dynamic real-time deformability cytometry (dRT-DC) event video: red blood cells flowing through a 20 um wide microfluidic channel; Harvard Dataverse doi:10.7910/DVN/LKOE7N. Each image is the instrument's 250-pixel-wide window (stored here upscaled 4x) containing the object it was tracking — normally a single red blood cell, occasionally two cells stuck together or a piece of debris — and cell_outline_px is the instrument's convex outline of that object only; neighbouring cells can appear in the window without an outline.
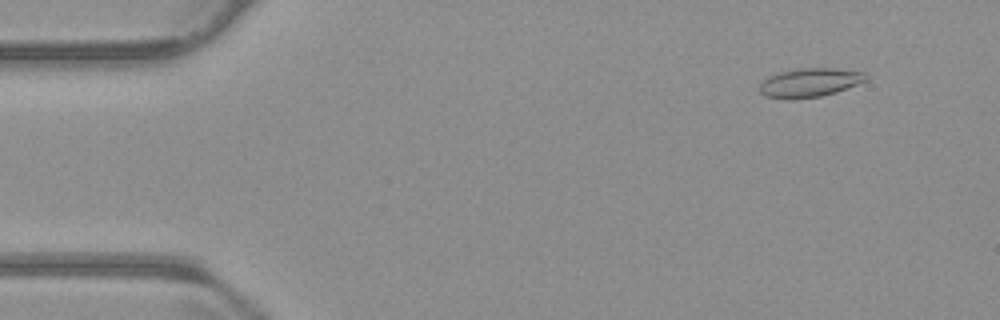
{"species": "common noctule bat (a hibernating species)", "species_latin": "Nyctalus noctula", "temperature_condition": "warm", "stored_images_in_passage": 53, "camera_frame_rate_fps": 3000, "um_per_image_px": 0.085, "animal": {"sex": "male", "body_mass_g": 23.1, "forearm_length_mm": 52.7}, "frame": {"image": 1, "passage_image": 3, "time_ms": 0.667, "image_size_px": [1000, 320], "cell_outline_px": [[868, 80], [836, 92], [820, 96], [792, 100], [764, 96], [760, 92], [760, 84], [768, 76], [776, 72], [800, 68], [836, 68], [864, 72], [868, 76]], "centroid_in_image_um": [68.82, 7.02], "position_along_channel_um": 16.2, "area_um2": 18.09}}
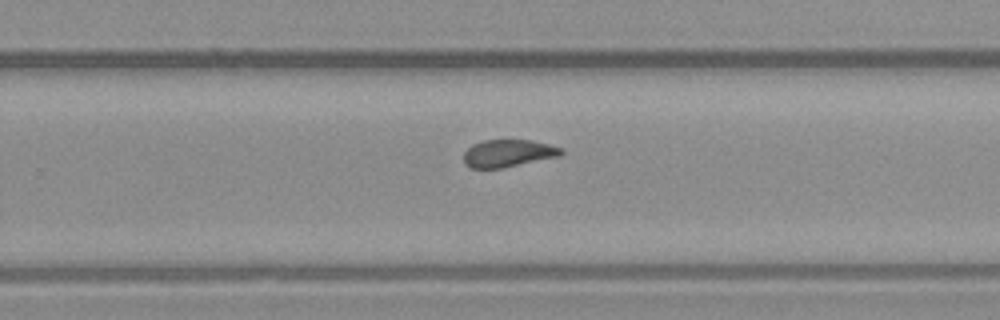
{"frame": {"image": 2, "passage_image": 33, "time_ms": 10.667, "image_size_px": [1000, 320], "cell_outline_px": [[564, 152], [560, 156], [500, 168], [468, 168], [464, 164], [464, 152], [472, 144], [484, 140], [532, 140], [564, 148]], "centroid_in_image_um": [43.19, 13.02], "position_along_channel_um": 286.6, "area_um2": 15.61}}
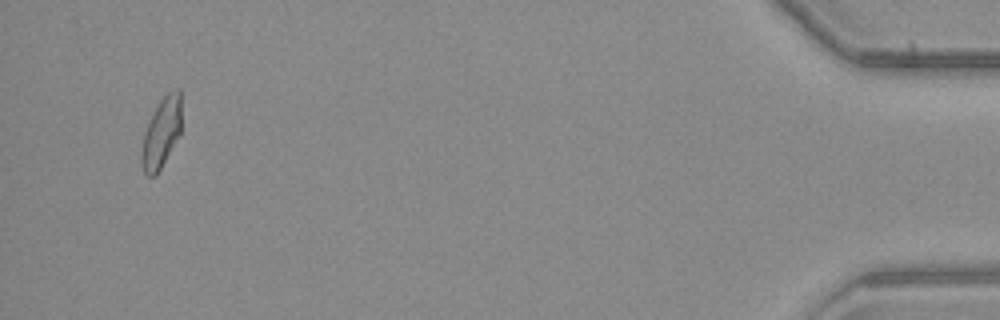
{"frame": {"image": 3, "passage_image": 51, "time_ms": 16.667, "image_size_px": [1000, 320], "cell_outline_px": [[180, 132], [156, 176], [148, 176], [144, 172], [140, 164], [140, 152], [144, 132], [160, 100], [168, 92], [176, 88], [180, 88]], "centroid_in_image_um": [13.68, 11.32], "position_along_channel_um": 421.5, "area_um2": 15.95}, "authors_computed_cell_mechanics": {"area_um2": 16.6464, "velocity_mm_per_s": 3.7276, "shape_relaxation_time_tau1_ms": null, "shape_relaxation_time_tau2_ms": 1.7554, "deformation_change_tau1": null, "deformation_change_tau2": 0.0729}}